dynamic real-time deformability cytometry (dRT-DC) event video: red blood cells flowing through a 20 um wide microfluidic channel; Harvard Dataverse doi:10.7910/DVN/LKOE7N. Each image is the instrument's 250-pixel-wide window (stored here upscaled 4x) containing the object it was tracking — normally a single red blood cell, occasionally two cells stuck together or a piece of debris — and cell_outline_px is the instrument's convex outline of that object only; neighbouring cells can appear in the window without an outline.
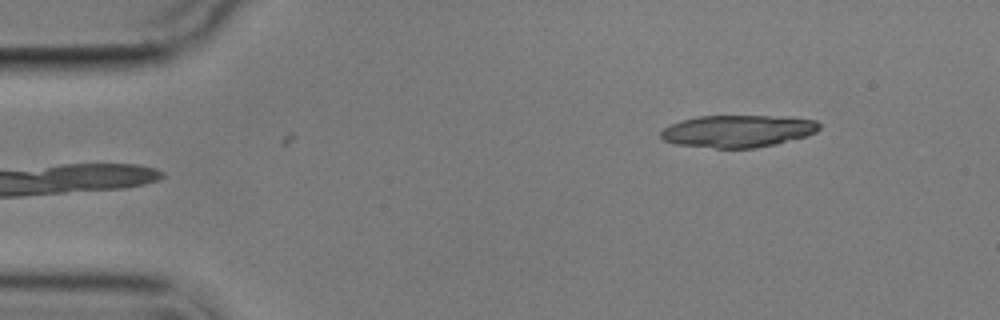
{"species": "common noctule bat (a hibernating species)", "species_latin": "Nyctalus noctula", "temperature_condition": "cold", "stored_images_in_passage": 3, "camera_frame_rate_fps": 3000, "um_per_image_px": 0.085, "animal": {"sex": "male", "body_mass_g": 17.9}, "frame": {"image": 1, "passage_image": 3, "time_ms": 2.333, "image_size_px": [1000, 320], "cell_outline_px": [[820, 128], [816, 132], [808, 136], [776, 144], [756, 148], [716, 148], [676, 144], [664, 140], [660, 136], [660, 132], [664, 128], [680, 120], [696, 116], [784, 116], [816, 120], [820, 124]], "centroid_in_image_um": [62.74, 11.14], "position_along_channel_um": 22.3, "area_um2": 29.94}}